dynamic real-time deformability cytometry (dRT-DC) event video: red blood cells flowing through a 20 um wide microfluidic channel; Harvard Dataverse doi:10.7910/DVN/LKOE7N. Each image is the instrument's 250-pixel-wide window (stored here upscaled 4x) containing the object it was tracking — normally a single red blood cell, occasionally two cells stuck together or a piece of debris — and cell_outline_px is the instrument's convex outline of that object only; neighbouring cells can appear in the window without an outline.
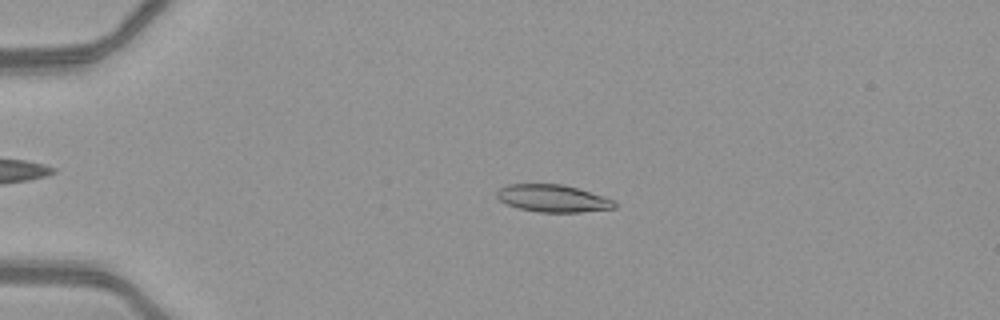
{"species": "common noctule bat (a hibernating species)", "species_latin": "Nyctalus noctula", "temperature_condition": "warm", "stored_images_in_passage": 50, "camera_frame_rate_fps": 3000, "um_per_image_px": 0.085, "animal": {"sex": "female", "body_mass_g": 21.9}, "frame": {"image": 1, "passage_image": 12, "time_ms": 3.667, "image_size_px": [1000, 320], "cell_outline_px": [[616, 208], [580, 212], [540, 212], [520, 208], [508, 204], [500, 200], [496, 196], [496, 192], [500, 188], [508, 184], [564, 184], [604, 196], [612, 200], [616, 204]], "centroid_in_image_um": [47.0, 16.85], "position_along_channel_um": 38.0, "area_um2": 18.61}}
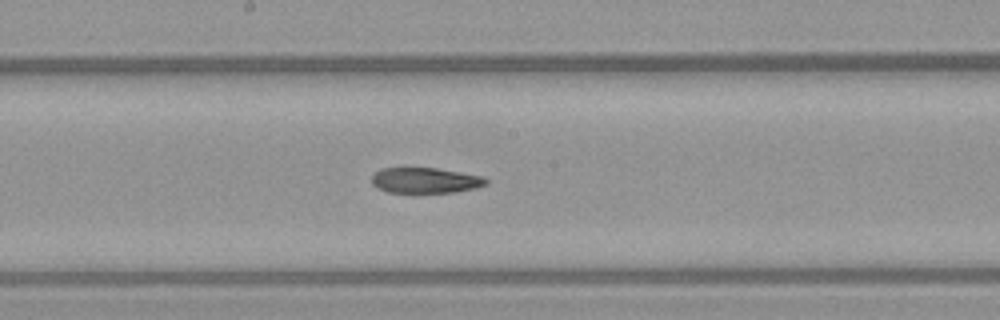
{"frame": {"image": 2, "passage_image": 28, "time_ms": 9.0, "image_size_px": [1000, 320], "cell_outline_px": [[488, 184], [476, 188], [452, 192], [388, 192], [376, 188], [372, 184], [372, 176], [380, 168], [436, 168], [484, 176], [488, 180]], "centroid_in_image_um": [36.16, 15.33], "position_along_channel_um": 212.0, "area_um2": 16.99}}
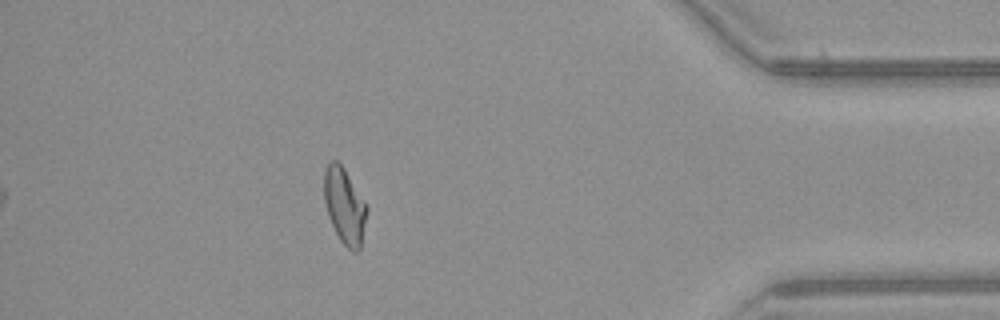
{"frame": {"image": 3, "passage_image": 45, "time_ms": 14.667, "image_size_px": [1000, 320], "cell_outline_px": [[368, 208], [360, 248], [356, 252], [352, 252], [340, 240], [328, 216], [324, 200], [324, 172], [328, 164], [332, 160], [336, 160], [344, 168]], "centroid_in_image_um": [29.28, 17.51], "position_along_channel_um": 405.9, "area_um2": 18.55}, "authors_computed_cell_mechanics": {"area_um2": 18.8717, "velocity_mm_per_s": 4.1479, "shape_relaxation_time_tau1_ms": null, "shape_relaxation_time_tau2_ms": 4.4301, "deformation_change_tau1": null, "deformation_change_tau2": 0.1227}}